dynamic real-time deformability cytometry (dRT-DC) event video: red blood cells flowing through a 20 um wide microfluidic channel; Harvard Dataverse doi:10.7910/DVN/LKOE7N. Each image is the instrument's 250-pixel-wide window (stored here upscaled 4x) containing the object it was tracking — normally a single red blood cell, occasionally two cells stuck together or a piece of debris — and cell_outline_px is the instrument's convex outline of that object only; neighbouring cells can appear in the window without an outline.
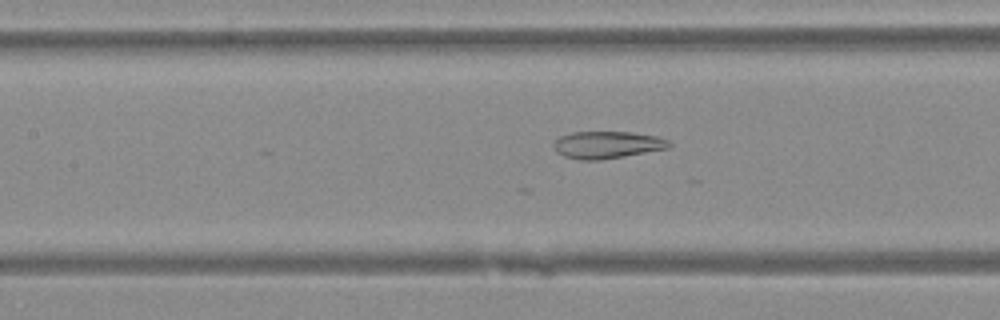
{"species": "Egyptian fruit bat (a non-hibernating species)", "species_latin": "Rousettus aegyptiacus", "temperature_condition": "warm", "stored_images_in_passage": 49, "camera_frame_rate_fps": 3000, "um_per_image_px": 0.085, "animal": {"sex": "female"}, "frame": {"image": 1, "passage_image": 23, "time_ms": 7.333, "image_size_px": [1000, 320], "cell_outline_px": [[672, 144], [668, 148], [624, 156], [600, 160], [580, 160], [564, 156], [556, 152], [552, 144], [560, 136], [572, 132], [632, 132], [656, 136], [668, 140]], "centroid_in_image_um": [51.58, 12.31], "position_along_channel_um": 155.8, "area_um2": 18.26}}
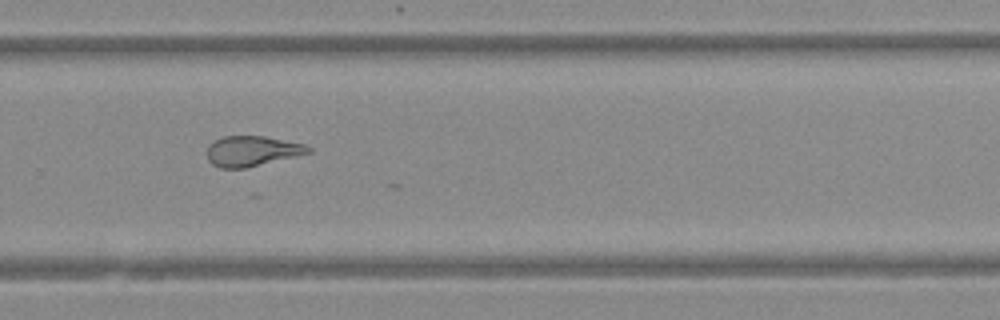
{"frame": {"image": 2, "passage_image": 34, "time_ms": 11.0, "image_size_px": [1000, 320], "cell_outline_px": [[312, 152], [296, 156], [244, 168], [220, 168], [212, 164], [208, 160], [208, 148], [216, 140], [224, 136], [264, 136], [304, 144], [312, 148]], "centroid_in_image_um": [21.44, 12.84], "position_along_channel_um": 308.4, "area_um2": 17.57}}
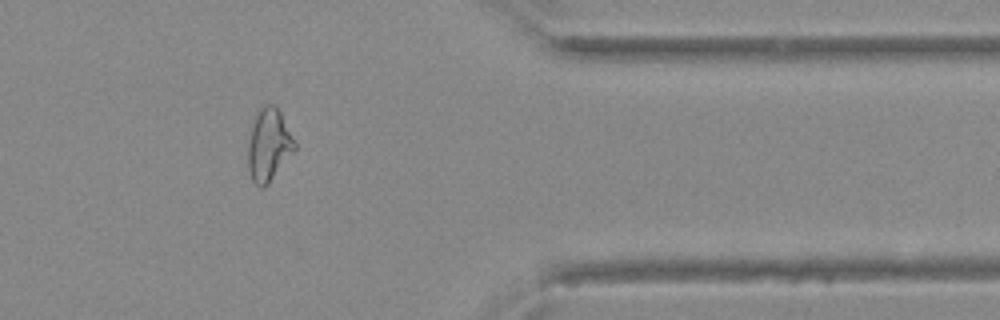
{"frame": {"image": 3, "passage_image": 41, "time_ms": 13.333, "image_size_px": [1000, 320], "cell_outline_px": [[296, 148], [268, 184], [264, 188], [260, 188], [252, 180], [248, 168], [248, 144], [252, 124], [260, 108], [264, 104], [276, 104], [296, 144]], "centroid_in_image_um": [22.83, 12.32], "position_along_channel_um": 388.6, "area_um2": 19.48}}